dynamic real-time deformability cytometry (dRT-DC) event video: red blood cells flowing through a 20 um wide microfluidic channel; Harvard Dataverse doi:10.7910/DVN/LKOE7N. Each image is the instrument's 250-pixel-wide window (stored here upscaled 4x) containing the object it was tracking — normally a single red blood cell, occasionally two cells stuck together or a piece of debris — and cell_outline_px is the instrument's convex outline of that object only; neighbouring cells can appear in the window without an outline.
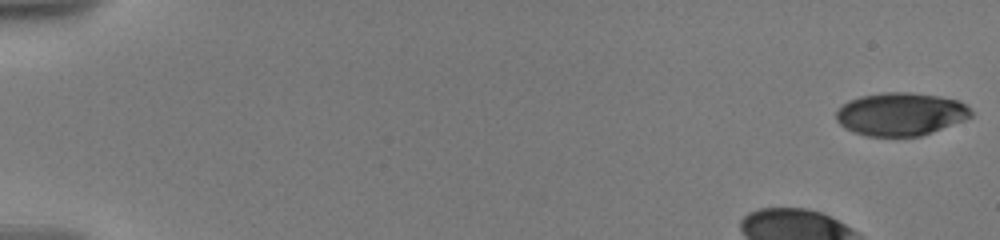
{"species": "human", "species_latin": "Homo sapiens", "temperature_condition": "warm", "stored_images_in_passage": 10, "camera_frame_rate_fps": 3000, "um_per_image_px": 0.085, "donor": {"sex": "male"}, "frame": {"image": 1, "passage_image": 1, "time_ms": 0.0, "image_size_px": [1000, 240], "cell_outline_px": [[972, 116], [964, 120], [932, 132], [920, 136], [868, 136], [844, 128], [836, 120], [836, 112], [848, 100], [860, 96], [884, 92], [912, 92], [936, 96], [956, 100], [964, 104], [972, 112]], "centroid_in_image_um": [76.53, 9.69], "position_along_channel_um": 8.5, "area_um2": 33.52}}
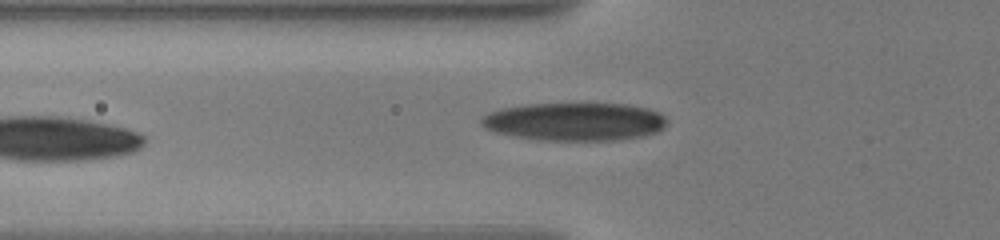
{"frame": {"image": 2, "passage_image": 10, "time_ms": 7.0, "image_size_px": [1000, 240], "cell_outline_px": [[668, 120], [664, 128], [656, 132], [644, 136], [616, 140], [540, 140], [516, 136], [496, 132], [484, 128], [480, 124], [480, 116], [488, 112], [500, 108], [524, 104], [628, 104], [648, 108], [660, 112]], "centroid_in_image_um": [48.84, 10.33], "position_along_channel_um": 77.0, "area_um2": 41.5}}